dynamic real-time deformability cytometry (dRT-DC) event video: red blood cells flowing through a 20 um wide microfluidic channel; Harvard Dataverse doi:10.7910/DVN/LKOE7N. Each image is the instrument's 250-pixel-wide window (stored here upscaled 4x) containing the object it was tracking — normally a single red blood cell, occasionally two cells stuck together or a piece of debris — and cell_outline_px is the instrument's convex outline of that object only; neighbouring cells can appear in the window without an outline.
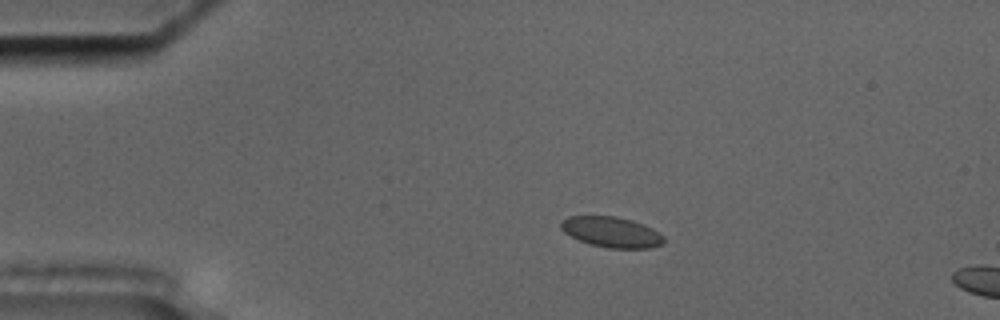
{"species": "common noctule bat (a hibernating species)", "species_latin": "Nyctalus noctula", "temperature_condition": "cold", "stored_images_in_passage": 6, "camera_frame_rate_fps": 3000, "um_per_image_px": 0.085, "animal": {"sex": "male", "body_mass_g": 17.5, "forearm_length_mm": 52.3}, "frame": {"image": 1, "passage_image": 1, "time_ms": 0.0, "image_size_px": [1000, 320], "cell_outline_px": [[664, 244], [652, 248], [608, 248], [588, 244], [564, 232], [560, 228], [560, 220], [568, 216], [616, 216], [632, 220], [644, 224], [652, 228], [664, 236]], "centroid_in_image_um": [51.98, 19.72], "position_along_channel_um": 33.0, "area_um2": 18.5}}